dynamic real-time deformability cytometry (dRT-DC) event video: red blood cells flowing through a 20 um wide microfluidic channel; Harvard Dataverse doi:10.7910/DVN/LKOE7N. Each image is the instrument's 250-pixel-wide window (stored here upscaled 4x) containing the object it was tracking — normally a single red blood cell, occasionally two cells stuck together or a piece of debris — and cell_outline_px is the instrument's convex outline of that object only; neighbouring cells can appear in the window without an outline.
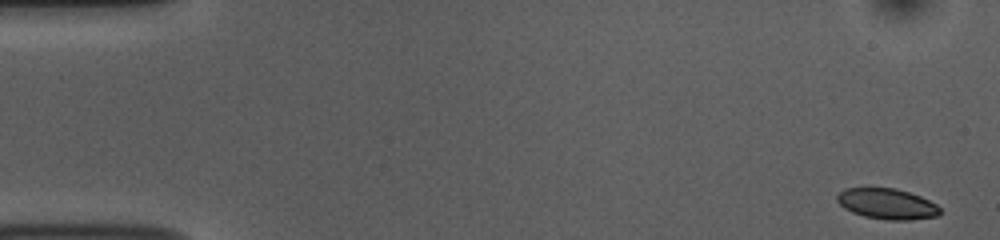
{"species": "common noctule bat (a hibernating species)", "species_latin": "Nyctalus noctula", "temperature_condition": "room temperature", "stored_images_in_passage": 52, "camera_frame_rate_fps": 3000, "um_per_image_px": 0.085, "animal": {"sex": "female", "body_mass_g": 10.0, "forearm_length_mm": 53.1}, "frame": {"image": 1, "passage_image": 1, "time_ms": 0.0, "image_size_px": [1000, 240], "cell_outline_px": [[940, 212], [936, 216], [912, 220], [888, 220], [864, 216], [852, 212], [844, 208], [836, 200], [836, 196], [844, 188], [896, 188], [920, 196], [936, 204], [940, 208]], "centroid_in_image_um": [75.38, 17.33], "position_along_channel_um": 9.6, "area_um2": 18.32}}
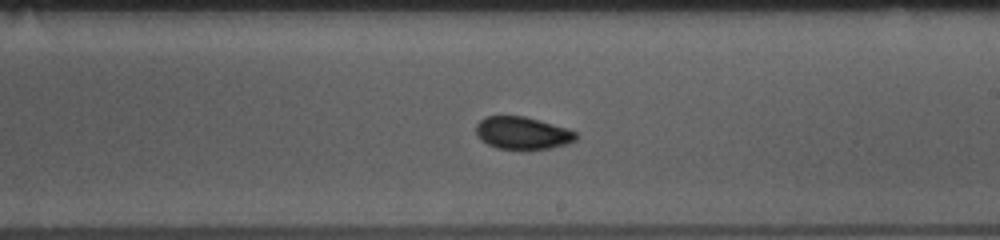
{"frame": {"image": 2, "passage_image": 30, "time_ms": 9.667, "image_size_px": [1000, 240], "cell_outline_px": [[576, 140], [568, 144], [548, 148], [496, 148], [480, 140], [476, 132], [476, 124], [484, 116], [524, 116], [540, 120], [568, 128], [576, 132]], "centroid_in_image_um": [44.4, 11.28], "position_along_channel_um": 244.6, "area_um2": 18.79}}
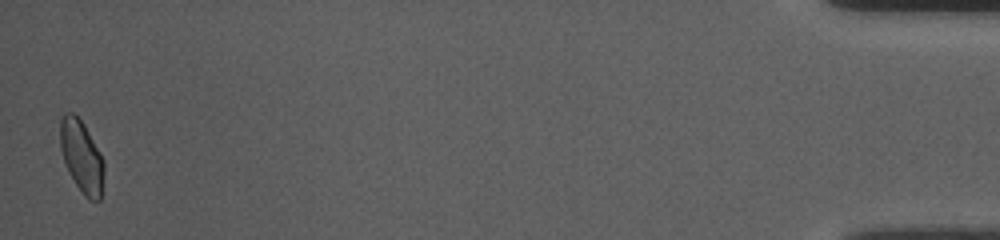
{"frame": {"image": 3, "passage_image": 52, "time_ms": 17.0, "image_size_px": [1000, 240], "cell_outline_px": [[104, 172], [100, 200], [88, 200], [84, 196], [68, 172], [64, 164], [60, 148], [60, 120], [64, 112], [72, 112], [84, 124], [100, 152], [104, 160]], "centroid_in_image_um": [6.93, 13.3], "position_along_channel_um": 428.3, "area_um2": 18.55}, "authors_computed_cell_mechanics": {"area_um2": 18.785, "velocity_mm_per_s": 3.746, "shape_relaxation_time_tau1_ms": 3.914, "shape_relaxation_time_tau2_ms": 1.7704, "deformation_change_tau1": 0.0829, "deformation_change_tau2": 0.0341}}